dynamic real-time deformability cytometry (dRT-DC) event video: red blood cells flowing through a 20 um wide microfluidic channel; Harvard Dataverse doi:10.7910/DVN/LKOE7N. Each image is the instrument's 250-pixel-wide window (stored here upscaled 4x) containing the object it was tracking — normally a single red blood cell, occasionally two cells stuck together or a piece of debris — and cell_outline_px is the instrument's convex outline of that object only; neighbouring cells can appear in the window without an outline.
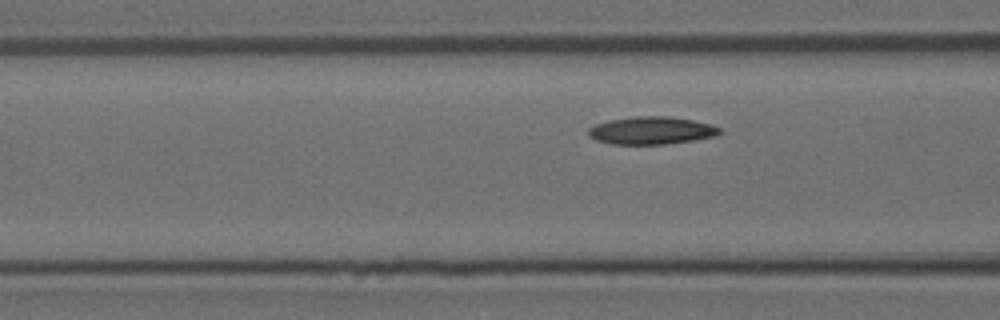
{"species": "Egyptian fruit bat (a non-hibernating species)", "species_latin": "Rousettus aegyptiacus", "temperature_condition": "room temperature", "stored_images_in_passage": 7, "camera_frame_rate_fps": 3000, "um_per_image_px": 0.085, "animal": {"sex": "female"}, "frame": {"image": 1, "passage_image": 7, "time_ms": 2.0, "image_size_px": [1000, 320], "cell_outline_px": [[720, 132], [716, 136], [692, 140], [664, 144], [612, 144], [596, 140], [588, 136], [588, 128], [596, 124], [608, 120], [636, 116], [668, 116], [692, 120], [708, 124], [720, 128]], "centroid_in_image_um": [55.32, 11.09], "position_along_channel_um": 111.3, "area_um2": 20.98}}